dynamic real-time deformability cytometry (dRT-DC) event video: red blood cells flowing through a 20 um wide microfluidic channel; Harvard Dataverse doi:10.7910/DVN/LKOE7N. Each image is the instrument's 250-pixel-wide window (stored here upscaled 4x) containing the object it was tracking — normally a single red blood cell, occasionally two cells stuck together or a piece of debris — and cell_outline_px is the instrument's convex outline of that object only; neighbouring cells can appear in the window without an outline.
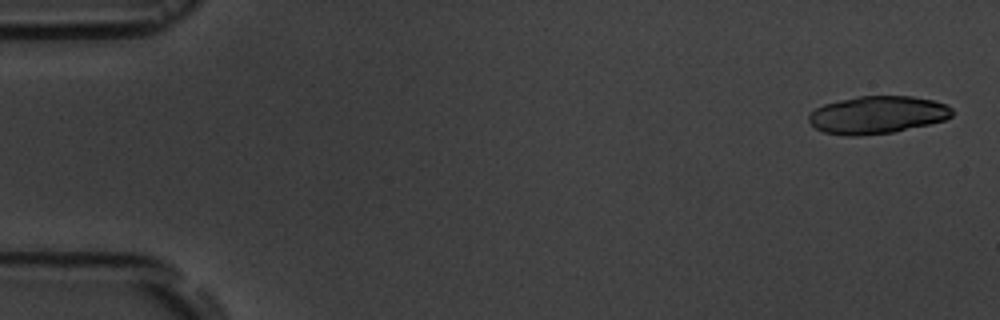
{"species": "common noctule bat (a hibernating species)", "species_latin": "Nyctalus noctula", "temperature_condition": "room temperature", "stored_images_in_passage": 4, "camera_frame_rate_fps": 3000, "um_per_image_px": 0.085, "animal": {"sex": "male", "body_mass_g": 19.5, "forearm_length_mm": 54.6}, "frame": {"image": 1, "passage_image": 1, "time_ms": 0.0, "image_size_px": [1000, 320], "cell_outline_px": [[952, 116], [944, 120], [928, 124], [892, 132], [856, 136], [848, 136], [824, 132], [816, 128], [808, 120], [808, 116], [816, 108], [824, 104], [856, 96], [912, 96], [932, 100], [944, 104], [952, 108]], "centroid_in_image_um": [74.56, 9.76], "position_along_channel_um": 10.4, "area_um2": 31.15}}